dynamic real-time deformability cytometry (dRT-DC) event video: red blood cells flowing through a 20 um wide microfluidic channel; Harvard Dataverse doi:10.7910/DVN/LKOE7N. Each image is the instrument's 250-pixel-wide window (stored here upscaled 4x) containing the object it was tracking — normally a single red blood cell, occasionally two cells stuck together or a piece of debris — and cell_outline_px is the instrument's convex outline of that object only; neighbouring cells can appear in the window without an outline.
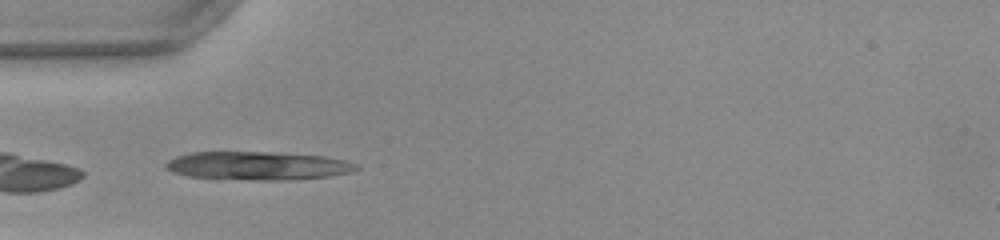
{"species": "common noctule bat (a hibernating species)", "species_latin": "Nyctalus noctula", "temperature_condition": "warm", "stored_images_in_passage": 7, "camera_frame_rate_fps": 3000, "um_per_image_px": 0.085, "animal": {"sex": "female", "body_mass_g": 22.0, "forearm_length_mm": 56.7}, "frame": {"image": 1, "passage_image": 1, "time_ms": 0.0, "image_size_px": [1000, 240], "cell_outline_px": [[360, 168], [352, 172], [328, 176], [276, 180], [256, 180], [188, 176], [172, 172], [164, 168], [164, 164], [168, 160], [176, 156], [192, 152], [268, 152], [324, 156], [344, 160], [356, 164]], "centroid_in_image_um": [21.87, 14.08], "position_along_channel_um": 63.1, "area_um2": 31.21}}